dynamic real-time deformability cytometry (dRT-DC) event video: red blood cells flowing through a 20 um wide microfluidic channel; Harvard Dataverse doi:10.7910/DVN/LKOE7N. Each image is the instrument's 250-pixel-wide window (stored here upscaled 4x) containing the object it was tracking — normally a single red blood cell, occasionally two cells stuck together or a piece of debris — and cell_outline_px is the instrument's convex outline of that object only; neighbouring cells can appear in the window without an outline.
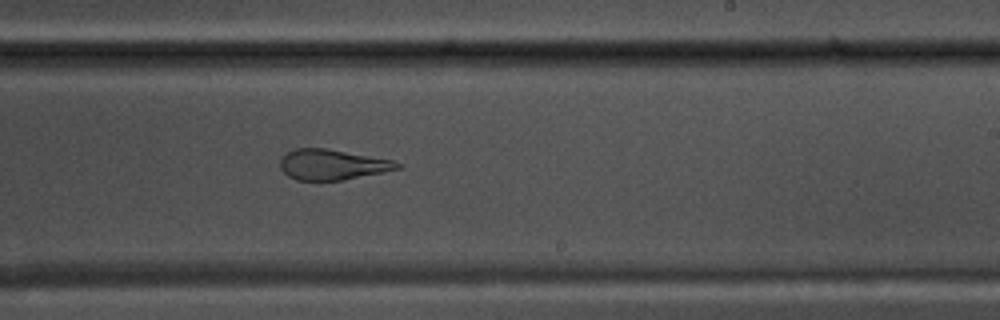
{"species": "common noctule bat (a hibernating species)", "species_latin": "Nyctalus noctula", "temperature_condition": "warm", "stored_images_in_passage": 50, "camera_frame_rate_fps": 3000, "um_per_image_px": 0.085, "animal": {"sex": "male", "body_mass_g": 17.5, "forearm_length_mm": 52.3}, "frame": {"image": 1, "passage_image": 34, "time_ms": 11.0, "image_size_px": [1000, 320], "cell_outline_px": [[404, 168], [340, 180], [296, 180], [288, 176], [280, 168], [280, 160], [288, 152], [296, 148], [324, 148], [392, 160], [404, 164]], "centroid_in_image_um": [28.26, 13.99], "position_along_channel_um": 260.7, "area_um2": 20.58}}
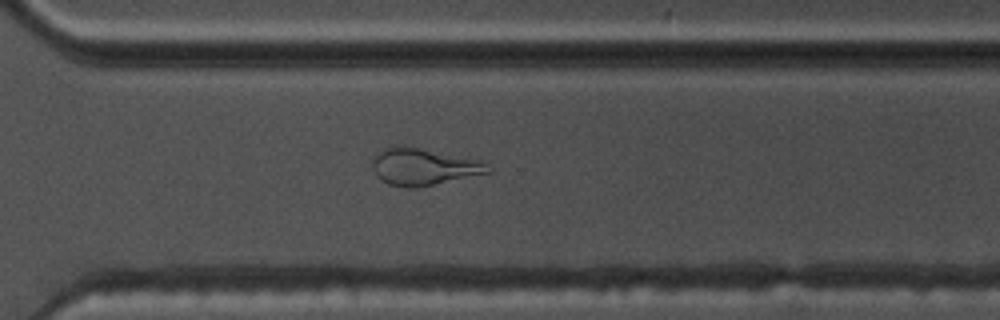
{"frame": {"image": 2, "passage_image": 40, "time_ms": 13.0, "image_size_px": [1000, 320], "cell_outline_px": [[492, 172], [412, 188], [404, 188], [388, 184], [380, 180], [376, 176], [372, 168], [372, 160], [380, 152], [388, 148], [420, 148], [480, 160], [492, 168]], "centroid_in_image_um": [36.01, 14.21], "position_along_channel_um": 334.6, "area_um2": 24.16}, "authors_computed_cell_mechanics": {"area_um2": 23.8714, "velocity_mm_per_s": 3.6953, "shape_relaxation_time_tau1_ms": null, "shape_relaxation_time_tau2_ms": 1.5259, "deformation_change_tau1": null, "deformation_change_tau2": 0.1086}}